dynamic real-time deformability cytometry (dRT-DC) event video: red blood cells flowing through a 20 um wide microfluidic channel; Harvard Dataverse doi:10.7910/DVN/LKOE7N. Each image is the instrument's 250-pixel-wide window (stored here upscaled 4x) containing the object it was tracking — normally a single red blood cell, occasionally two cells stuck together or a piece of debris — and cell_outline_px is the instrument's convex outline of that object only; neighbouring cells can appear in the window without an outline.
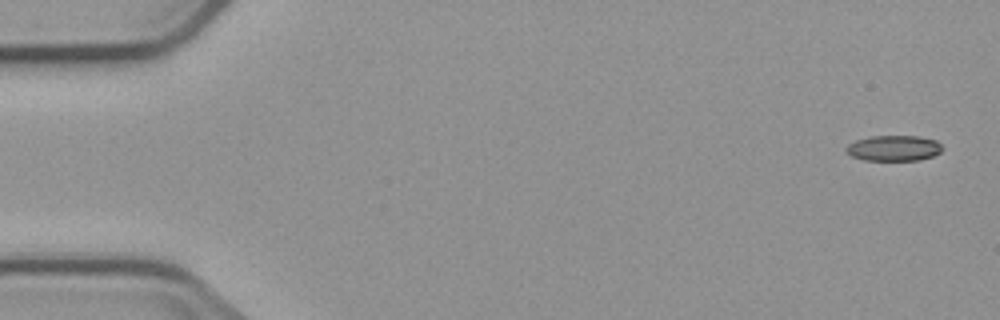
{"species": "common noctule bat (a hibernating species)", "species_latin": "Nyctalus noctula", "temperature_condition": "cold", "stored_images_in_passage": 4, "camera_frame_rate_fps": 3000, "um_per_image_px": 0.085, "animal": {"sex": "male", "body_mass_g": 23.1, "forearm_length_mm": 52.7}, "frame": {"image": 1, "passage_image": 1, "time_ms": 0.0, "image_size_px": [1000, 320], "cell_outline_px": [[944, 148], [940, 152], [932, 156], [920, 160], [864, 160], [852, 156], [844, 148], [848, 144], [856, 140], [868, 136], [920, 136], [936, 140]], "centroid_in_image_um": [75.98, 12.58], "position_along_channel_um": 9.0, "area_um2": 14.39}}
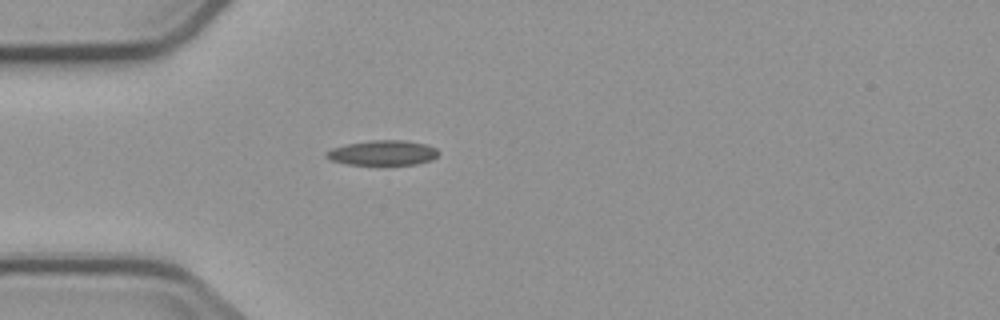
{"frame": {"image": 2, "passage_image": 4, "time_ms": 4.667, "image_size_px": [1000, 320], "cell_outline_px": [[440, 152], [432, 160], [416, 164], [348, 164], [332, 160], [324, 156], [324, 152], [332, 148], [348, 144], [372, 140], [404, 140], [428, 144], [436, 148]], "centroid_in_image_um": [32.56, 12.98], "position_along_channel_um": 52.4, "area_um2": 16.24}}